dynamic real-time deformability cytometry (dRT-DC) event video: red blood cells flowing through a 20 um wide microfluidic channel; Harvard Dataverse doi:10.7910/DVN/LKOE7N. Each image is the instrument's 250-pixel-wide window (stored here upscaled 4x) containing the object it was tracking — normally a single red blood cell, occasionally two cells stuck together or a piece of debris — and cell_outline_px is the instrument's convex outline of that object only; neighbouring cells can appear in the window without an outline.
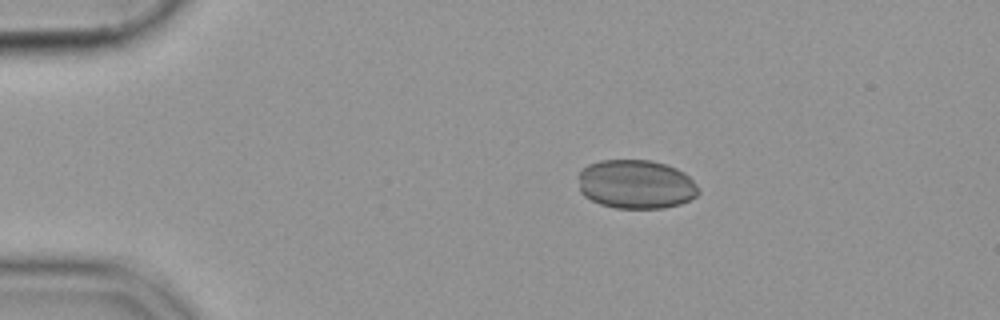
{"species": "common noctule bat (a hibernating species)", "species_latin": "Nyctalus noctula", "temperature_condition": "cold", "stored_images_in_passage": 46, "camera_frame_rate_fps": 3000, "um_per_image_px": 0.085, "animal": {"sex": "female", "body_mass_g": 19.9}, "frame": {"image": 1, "passage_image": 1, "time_ms": 0.0, "image_size_px": [1000, 320], "cell_outline_px": [[700, 192], [696, 196], [680, 204], [664, 208], [616, 208], [600, 204], [584, 196], [580, 192], [576, 176], [588, 164], [600, 160], [652, 160], [676, 168], [684, 172], [696, 184]], "centroid_in_image_um": [54.03, 15.66], "position_along_channel_um": 31.0, "area_um2": 34.51}}
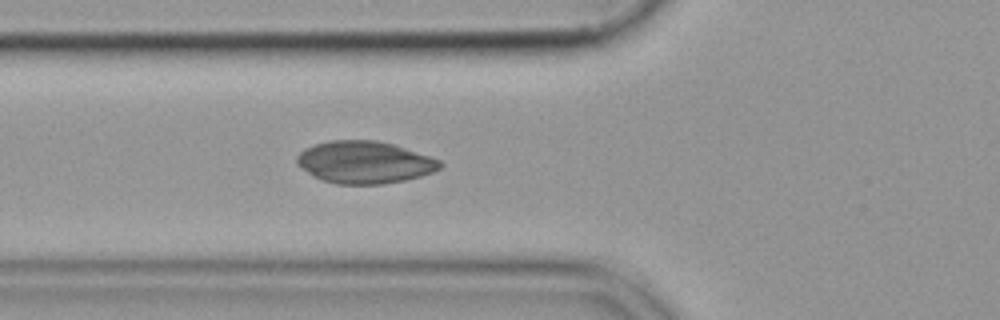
{"frame": {"image": 2, "passage_image": 11, "time_ms": 3.333, "image_size_px": [1000, 320], "cell_outline_px": [[444, 164], [440, 168], [432, 172], [420, 176], [404, 180], [384, 184], [336, 184], [312, 176], [300, 168], [296, 164], [296, 156], [304, 148], [328, 140], [376, 140], [392, 144], [440, 160]], "centroid_in_image_um": [30.94, 13.79], "position_along_channel_um": 94.9, "area_um2": 35.2}}
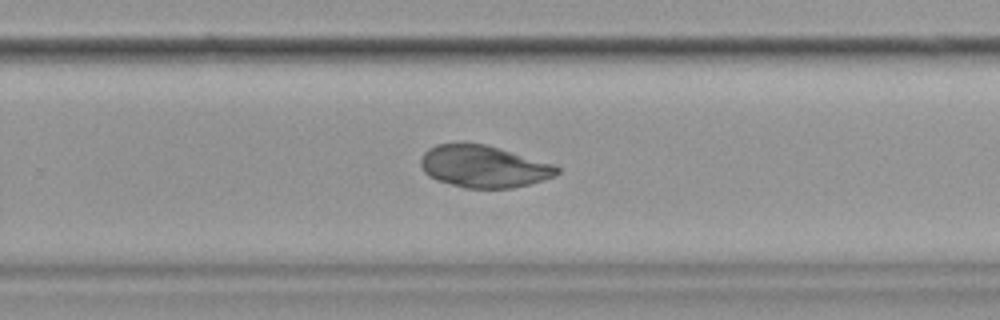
{"frame": {"image": 3, "passage_image": 27, "time_ms": 8.667, "image_size_px": [1000, 320], "cell_outline_px": [[560, 172], [556, 176], [528, 184], [512, 188], [464, 188], [436, 180], [428, 176], [424, 172], [420, 164], [420, 160], [424, 152], [428, 148], [436, 144], [456, 140], [468, 140], [488, 144], [556, 164], [560, 168]], "centroid_in_image_um": [41.09, 14.09], "position_along_channel_um": 288.7, "area_um2": 34.62}}